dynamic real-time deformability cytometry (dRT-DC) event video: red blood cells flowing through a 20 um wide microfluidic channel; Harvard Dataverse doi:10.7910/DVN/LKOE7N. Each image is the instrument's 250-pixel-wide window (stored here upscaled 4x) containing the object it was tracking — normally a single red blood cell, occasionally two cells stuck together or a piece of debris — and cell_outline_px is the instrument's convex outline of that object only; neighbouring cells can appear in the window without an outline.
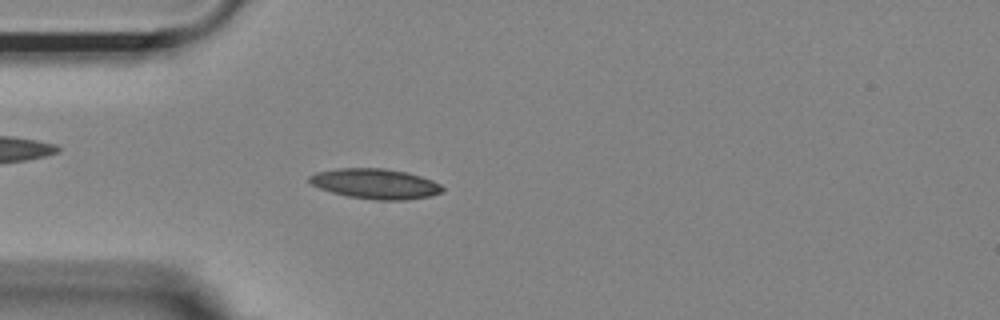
{"species": "Egyptian fruit bat (a non-hibernating species)", "species_latin": "Rousettus aegyptiacus", "temperature_condition": "room temperature", "stored_images_in_passage": 53, "camera_frame_rate_fps": 3000, "um_per_image_px": 0.085, "animal": {"sex": "female"}, "frame": {"image": 1, "passage_image": 14, "time_ms": 4.333, "image_size_px": [1000, 320], "cell_outline_px": [[444, 192], [428, 196], [404, 200], [376, 200], [348, 196], [332, 192], [320, 188], [312, 184], [308, 180], [308, 176], [316, 172], [336, 168], [384, 168], [408, 172], [432, 180], [440, 184], [444, 188]], "centroid_in_image_um": [31.91, 15.61], "position_along_channel_um": 53.1, "area_um2": 23.41}}
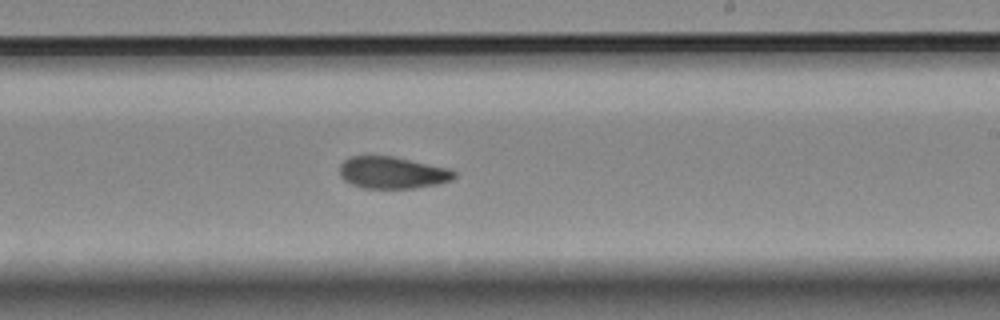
{"frame": {"image": 2, "passage_image": 31, "time_ms": 10.0, "image_size_px": [1000, 320], "cell_outline_px": [[456, 176], [452, 180], [436, 184], [416, 188], [364, 188], [352, 184], [344, 180], [340, 176], [340, 164], [344, 160], [352, 156], [392, 156], [448, 168], [456, 172]], "centroid_in_image_um": [33.35, 14.68], "position_along_channel_um": 255.7, "area_um2": 21.21}}
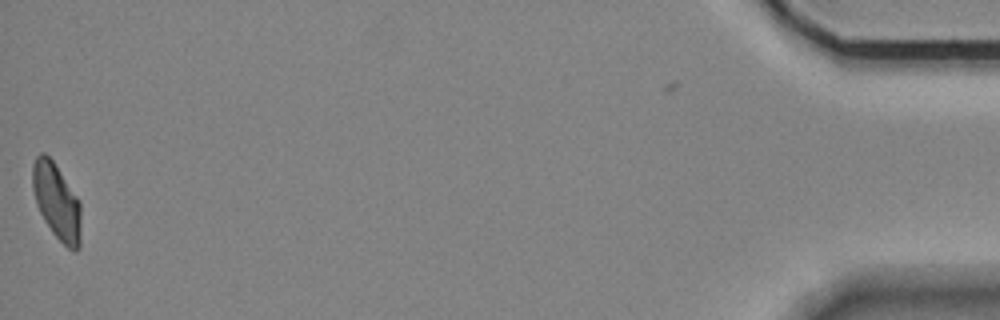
{"frame": {"image": 3, "passage_image": 53, "time_ms": 17.333, "image_size_px": [1000, 320], "cell_outline_px": [[80, 248], [76, 252], [68, 248], [52, 232], [44, 220], [36, 204], [32, 188], [32, 164], [36, 156], [40, 152], [44, 152], [52, 160], [80, 200]], "centroid_in_image_um": [4.81, 17.12], "position_along_channel_um": 430.4, "area_um2": 21.5}, "authors_computed_cell_mechanics": {"area_um2": 21.5016, "velocity_mm_per_s": 3.6806, "shape_relaxation_time_tau1_ms": 8.9314, "shape_relaxation_time_tau2_ms": 3.8414, "deformation_change_tau1": 0.1758, "deformation_change_tau2": 0.0989}}